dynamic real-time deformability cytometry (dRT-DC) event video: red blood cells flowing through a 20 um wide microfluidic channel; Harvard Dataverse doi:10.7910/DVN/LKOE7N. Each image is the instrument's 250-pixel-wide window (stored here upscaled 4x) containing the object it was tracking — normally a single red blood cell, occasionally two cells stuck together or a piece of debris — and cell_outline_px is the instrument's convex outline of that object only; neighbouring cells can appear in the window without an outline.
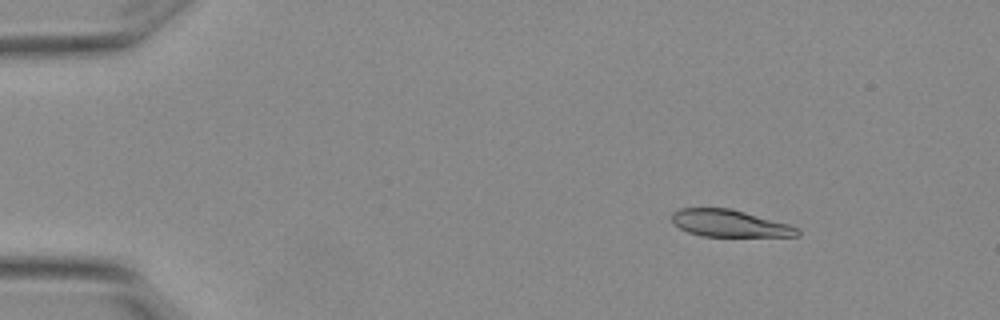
{"species": "Egyptian fruit bat (a non-hibernating species)", "species_latin": "Rousettus aegyptiacus", "temperature_condition": "warm", "stored_images_in_passage": 6, "camera_frame_rate_fps": 3000, "um_per_image_px": 0.085, "animal": {"sex": "female"}, "frame": {"image": 1, "passage_image": 3, "time_ms": 0.667, "image_size_px": [1000, 320], "cell_outline_px": [[800, 236], [700, 236], [688, 232], [680, 228], [672, 220], [672, 212], [680, 208], [728, 208], [744, 212], [788, 224], [800, 228]], "centroid_in_image_um": [62.01, 18.99], "position_along_channel_um": 23.0, "area_um2": 19.59}}
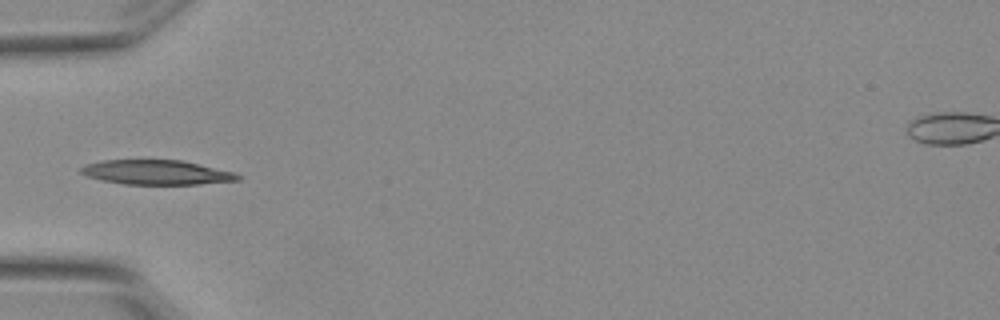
{"frame": {"image": 2, "passage_image": 6, "time_ms": 1.667, "image_size_px": [1000, 320], "cell_outline_px": [[240, 180], [200, 184], [124, 184], [100, 180], [88, 176], [80, 172], [80, 168], [84, 164], [100, 160], [184, 160], [236, 172], [240, 176]], "centroid_in_image_um": [13.32, 14.64], "position_along_channel_um": 71.7, "area_um2": 22.66}}